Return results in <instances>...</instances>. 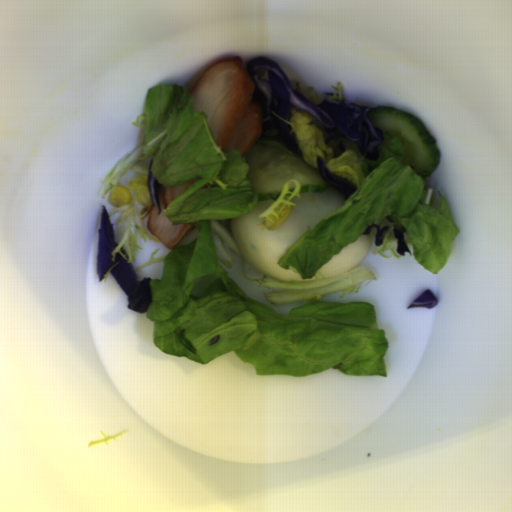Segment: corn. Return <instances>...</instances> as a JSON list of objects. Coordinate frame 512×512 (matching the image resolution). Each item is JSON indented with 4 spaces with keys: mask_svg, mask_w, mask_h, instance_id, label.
<instances>
[{
    "mask_svg": "<svg viewBox=\"0 0 512 512\" xmlns=\"http://www.w3.org/2000/svg\"><path fill=\"white\" fill-rule=\"evenodd\" d=\"M133 199V194L131 191L125 186H114L109 193L108 201L112 205L117 207H122Z\"/></svg>",
    "mask_w": 512,
    "mask_h": 512,
    "instance_id": "corn-1",
    "label": "corn"
}]
</instances>
